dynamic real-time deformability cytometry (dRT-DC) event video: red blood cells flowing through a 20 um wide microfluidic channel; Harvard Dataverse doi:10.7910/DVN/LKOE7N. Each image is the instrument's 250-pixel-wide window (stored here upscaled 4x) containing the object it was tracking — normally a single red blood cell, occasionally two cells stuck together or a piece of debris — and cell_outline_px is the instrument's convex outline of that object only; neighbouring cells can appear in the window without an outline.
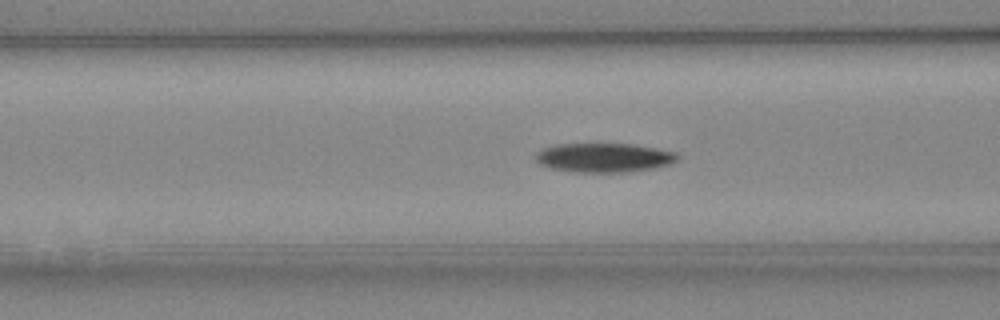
{"species": "Egyptian fruit bat (a non-hibernating species)", "species_latin": "Rousettus aegyptiacus", "temperature_condition": "cold", "stored_images_in_passage": 38, "camera_frame_rate_fps": 3000, "um_per_image_px": 0.085, "animal": {"sex": "female"}, "frame": {"image": 1, "passage_image": 7, "time_ms": 2.0, "image_size_px": [1000, 320], "cell_outline_px": [[680, 156], [676, 160], [668, 164], [656, 168], [628, 172], [576, 172], [552, 168], [540, 164], [536, 160], [536, 152], [544, 148], [556, 144], [632, 144], [656, 148], [676, 152]], "centroid_in_image_um": [51.36, 13.4], "position_along_channel_um": 115.2, "area_um2": 24.04}}
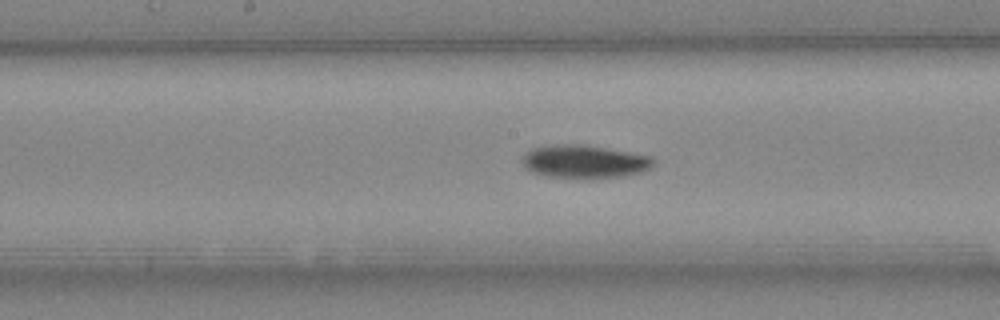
{"frame": {"image": 2, "passage_image": 13, "time_ms": 4.0, "image_size_px": [1000, 320], "cell_outline_px": [[656, 164], [652, 168], [640, 172], [624, 176], [592, 180], [584, 180], [544, 176], [532, 172], [524, 168], [520, 160], [532, 148], [556, 144], [584, 144], [652, 156], [656, 160]], "centroid_in_image_um": [49.7, 13.77], "position_along_channel_um": 198.5, "area_um2": 26.24}}
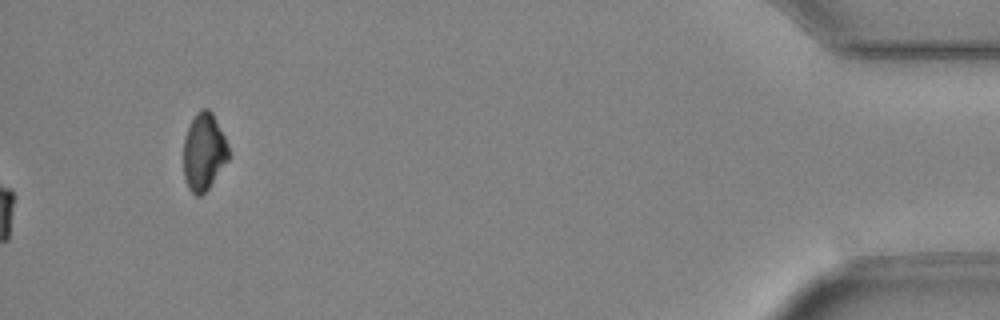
{"frame": {"image": 3, "passage_image": 38, "time_ms": 12.333, "image_size_px": [1000, 320], "cell_outline_px": [[228, 160], [208, 188], [200, 196], [196, 196], [188, 188], [184, 176], [184, 140], [188, 128], [196, 112], [200, 108], [208, 108], [212, 112], [228, 144]], "centroid_in_image_um": [17.32, 12.89], "position_along_channel_um": 417.9, "area_um2": 20.06}}